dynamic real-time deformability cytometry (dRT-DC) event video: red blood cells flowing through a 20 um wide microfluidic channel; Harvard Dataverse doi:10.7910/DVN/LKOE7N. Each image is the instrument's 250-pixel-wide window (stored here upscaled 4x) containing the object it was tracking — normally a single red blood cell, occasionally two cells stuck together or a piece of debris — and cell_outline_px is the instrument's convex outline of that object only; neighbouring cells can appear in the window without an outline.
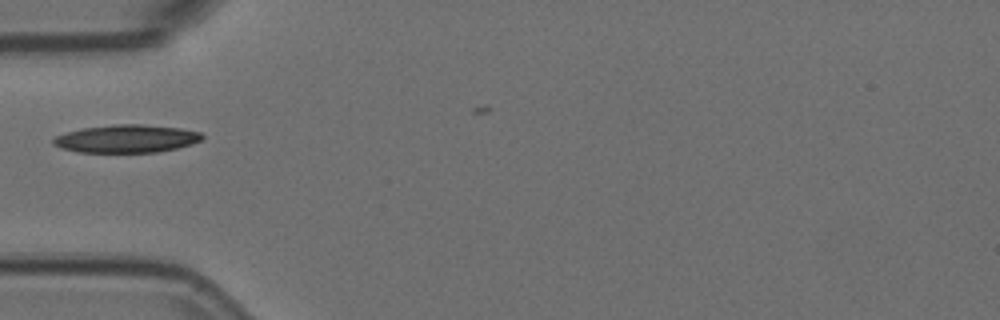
{"species": "Egyptian fruit bat (a non-hibernating species)", "species_latin": "Rousettus aegyptiacus", "temperature_condition": "room temperature", "stored_images_in_passage": 4, "camera_frame_rate_fps": 3000, "um_per_image_px": 0.085, "animal": {"sex": "female"}, "frame": {"image": 1, "passage_image": 1, "time_ms": 0.0, "image_size_px": [1000, 320], "cell_outline_px": [[204, 136], [200, 140], [192, 144], [176, 148], [156, 152], [80, 152], [60, 148], [52, 144], [52, 140], [56, 136], [80, 128], [112, 124], [140, 124], [180, 128], [200, 132]], "centroid_in_image_um": [10.73, 11.78], "position_along_channel_um": 74.3, "area_um2": 24.16}}